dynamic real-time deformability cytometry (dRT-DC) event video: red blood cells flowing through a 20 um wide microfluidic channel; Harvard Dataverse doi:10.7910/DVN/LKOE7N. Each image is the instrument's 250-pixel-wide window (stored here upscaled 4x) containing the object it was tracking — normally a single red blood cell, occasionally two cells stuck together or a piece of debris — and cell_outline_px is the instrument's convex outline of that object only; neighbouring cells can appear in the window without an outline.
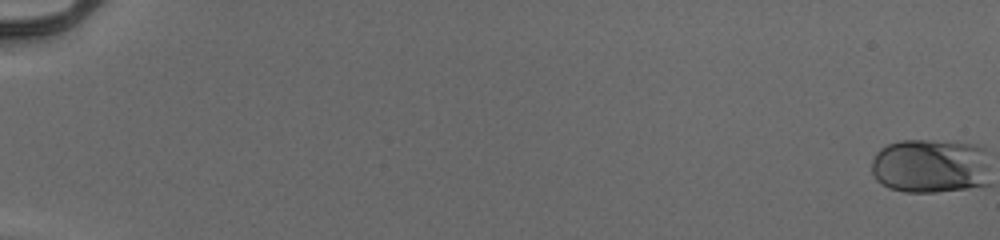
{"species": "human", "species_latin": "Homo sapiens", "temperature_condition": "cold", "stored_images_in_passage": 56, "camera_frame_rate_fps": 3000, "um_per_image_px": 0.085, "donor": {"sex": "male"}, "frame": {"image": 1, "passage_image": 1, "time_ms": 0.0, "image_size_px": [1000, 240], "cell_outline_px": [[980, 184], [960, 188], [928, 192], [912, 192], [892, 188], [884, 184], [876, 176], [872, 168], [876, 156], [884, 148], [892, 144], [912, 140], [944, 144]], "centroid_in_image_um": [78.3, 14.26], "position_along_channel_um": 6.7, "area_um2": 28.67}}
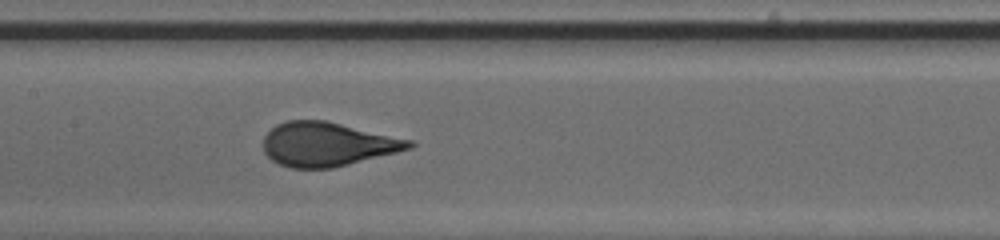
{"frame": {"image": 2, "passage_image": 31, "time_ms": 10.0, "image_size_px": [1000, 240], "cell_outline_px": [[412, 144], [408, 148], [328, 168], [296, 168], [280, 164], [268, 156], [264, 148], [264, 140], [268, 132], [272, 128], [280, 124], [292, 120], [320, 120], [408, 140]], "centroid_in_image_um": [27.7, 12.26], "position_along_channel_um": 179.7, "area_um2": 35.26}}
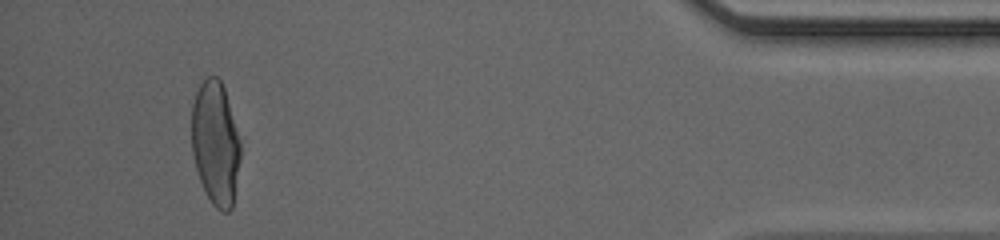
{"frame": {"image": 3, "passage_image": 53, "time_ms": 17.333, "image_size_px": [1000, 240], "cell_outline_px": [[240, 156], [232, 208], [228, 212], [224, 212], [208, 196], [200, 180], [192, 148], [192, 108], [196, 96], [204, 80], [208, 76], [216, 76], [220, 80], [224, 88], [240, 148]], "centroid_in_image_um": [18.31, 12.17], "position_along_channel_um": 416.9, "area_um2": 33.64}, "authors_computed_cell_mechanics": {"area_um2": 33.6685, "velocity_mm_per_s": 3.9713, "shape_relaxation_time_tau1_ms": 5.0414, "shape_relaxation_time_tau2_ms": null, "deformation_change_tau1": 0.2225, "deformation_change_tau2": null}}